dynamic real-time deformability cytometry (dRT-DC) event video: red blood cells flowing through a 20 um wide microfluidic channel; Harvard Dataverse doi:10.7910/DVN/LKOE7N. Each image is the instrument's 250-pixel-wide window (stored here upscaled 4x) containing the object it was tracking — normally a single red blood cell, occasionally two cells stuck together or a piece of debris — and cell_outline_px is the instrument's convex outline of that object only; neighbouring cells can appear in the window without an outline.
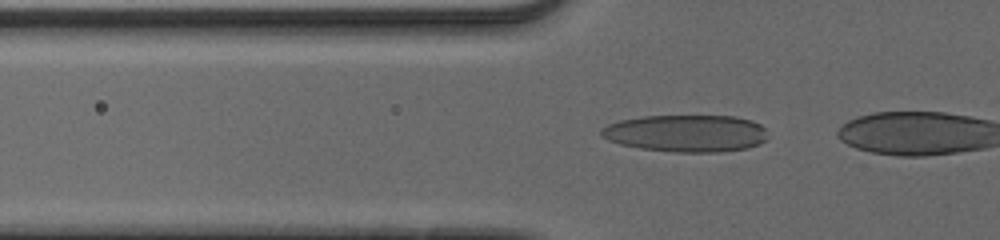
{"species": "human", "species_latin": "Homo sapiens", "temperature_condition": "cold", "stored_images_in_passage": 17, "camera_frame_rate_fps": 3000, "um_per_image_px": 0.085, "donor": {"sex": "male"}, "frame": {"image": 1, "passage_image": 15, "time_ms": 4.667, "image_size_px": [1000, 240], "cell_outline_px": [[768, 136], [760, 144], [748, 148], [720, 152], [676, 152], [640, 148], [620, 144], [608, 140], [600, 136], [600, 128], [608, 124], [620, 120], [644, 116], [736, 116], [752, 120], [760, 124], [764, 128]], "centroid_in_image_um": [58.32, 11.33], "position_along_channel_um": 67.5, "area_um2": 36.24}}